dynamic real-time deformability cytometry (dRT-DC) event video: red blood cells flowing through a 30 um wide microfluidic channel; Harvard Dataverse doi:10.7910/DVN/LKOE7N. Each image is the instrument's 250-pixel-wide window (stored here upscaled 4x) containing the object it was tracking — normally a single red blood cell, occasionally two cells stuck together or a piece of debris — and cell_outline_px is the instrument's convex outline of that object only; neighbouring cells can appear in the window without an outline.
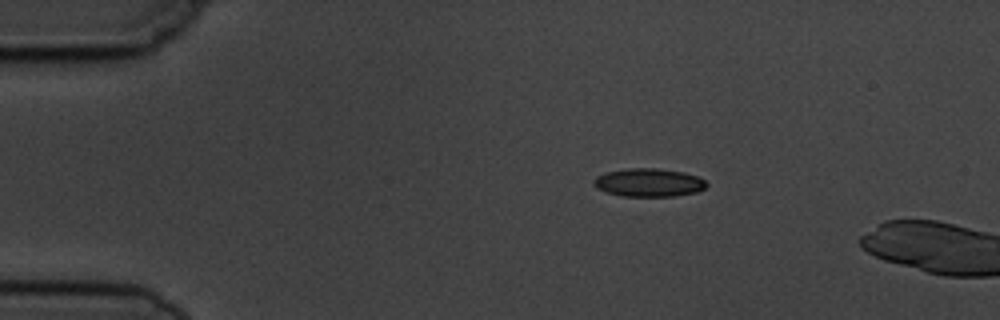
{"species": "common noctule bat (a hibernating species)", "species_latin": "Nyctalus noctula", "temperature_condition": "cold", "stored_images_in_passage": 5, "camera_frame_rate_fps": 3000, "um_per_image_px": 0.085, "animal": {"sex": "male", "body_mass_g": 19.5, "forearm_length_mm": 54.6}, "frame": {"image": 1, "passage_image": 2, "time_ms": 1.333, "image_size_px": [1000, 320], "cell_outline_px": [[708, 184], [704, 188], [696, 192], [676, 196], [624, 196], [608, 192], [592, 184], [592, 180], [596, 176], [604, 172], [628, 168], [656, 168], [684, 172], [696, 176], [704, 180]], "centroid_in_image_um": [55.13, 15.51], "position_along_channel_um": 29.9, "area_um2": 18.5}}
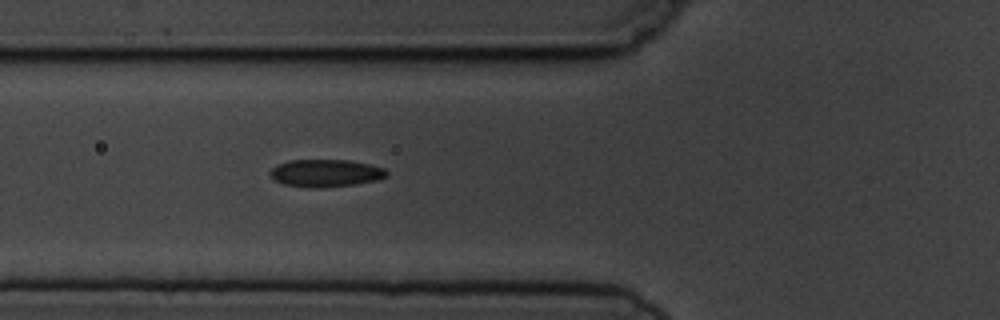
{"frame": {"image": 2, "passage_image": 5, "time_ms": 4.667, "image_size_px": [1000, 320], "cell_outline_px": [[388, 176], [376, 180], [356, 184], [320, 188], [312, 188], [284, 184], [276, 180], [268, 172], [276, 164], [288, 160], [348, 160], [368, 164], [384, 168], [388, 172]], "centroid_in_image_um": [27.67, 14.71], "position_along_channel_um": 98.1, "area_um2": 18.67}}